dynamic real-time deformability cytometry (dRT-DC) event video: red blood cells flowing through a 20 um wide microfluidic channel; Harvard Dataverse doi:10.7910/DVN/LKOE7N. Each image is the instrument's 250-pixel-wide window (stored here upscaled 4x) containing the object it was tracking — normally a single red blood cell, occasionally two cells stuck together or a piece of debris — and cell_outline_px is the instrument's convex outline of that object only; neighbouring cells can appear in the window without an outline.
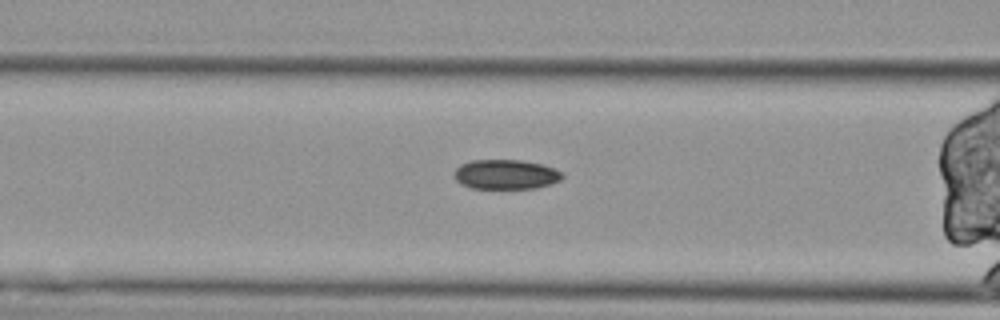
{"species": "Egyptian fruit bat (a non-hibernating species)", "species_latin": "Rousettus aegyptiacus", "temperature_condition": "cold", "stored_images_in_passage": 39, "segment_of_instrument_passage": [2, 2], "camera_frame_rate_fps": 3000, "um_per_image_px": 0.085, "animal": {"sex": "female"}, "frame": {"image": 1, "passage_image": 8, "time_ms": 2.333, "image_size_px": [1000, 320], "cell_outline_px": [[564, 176], [560, 180], [536, 188], [472, 188], [460, 184], [452, 176], [452, 172], [460, 164], [472, 160], [520, 160], [544, 164], [560, 172]], "centroid_in_image_um": [42.93, 14.82], "position_along_channel_um": 123.7, "area_um2": 18.73}}
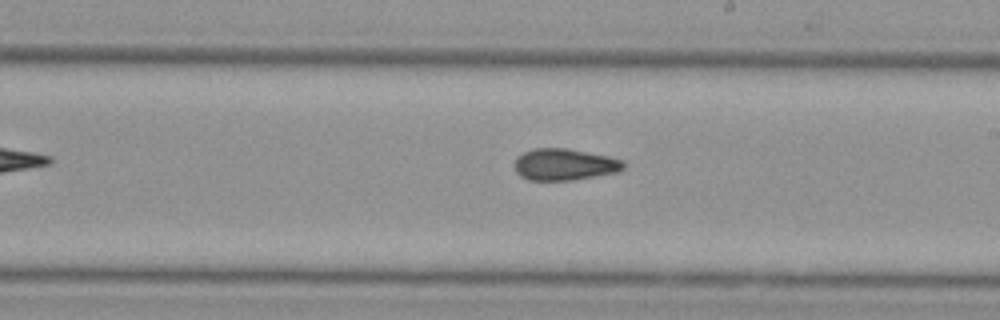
{"frame": {"image": 2, "passage_image": 18, "time_ms": 5.667, "image_size_px": [1000, 320], "cell_outline_px": [[624, 168], [620, 172], [572, 180], [528, 180], [520, 176], [516, 172], [516, 156], [532, 148], [568, 148], [608, 156], [624, 160]], "centroid_in_image_um": [48.0, 13.98], "position_along_channel_um": 241.0, "area_um2": 20.23}}
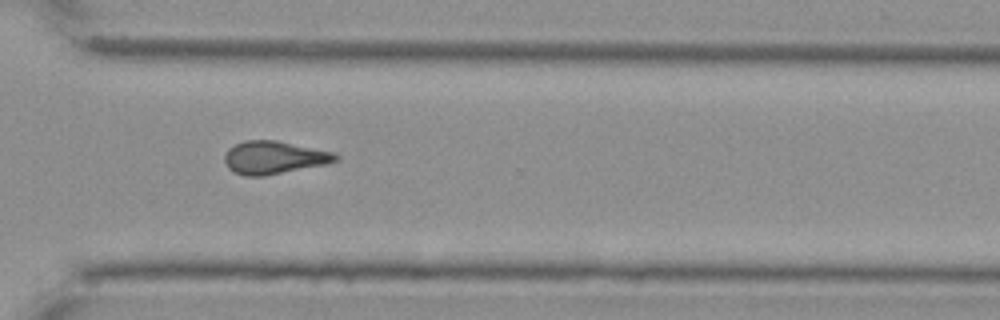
{"frame": {"image": 3, "passage_image": 27, "time_ms": 8.667, "image_size_px": [1000, 320], "cell_outline_px": [[340, 160], [328, 164], [264, 176], [244, 176], [228, 168], [224, 160], [224, 152], [228, 148], [244, 140], [276, 140], [336, 152], [340, 156]], "centroid_in_image_um": [23.33, 13.38], "position_along_channel_um": 347.3, "area_um2": 21.62}}